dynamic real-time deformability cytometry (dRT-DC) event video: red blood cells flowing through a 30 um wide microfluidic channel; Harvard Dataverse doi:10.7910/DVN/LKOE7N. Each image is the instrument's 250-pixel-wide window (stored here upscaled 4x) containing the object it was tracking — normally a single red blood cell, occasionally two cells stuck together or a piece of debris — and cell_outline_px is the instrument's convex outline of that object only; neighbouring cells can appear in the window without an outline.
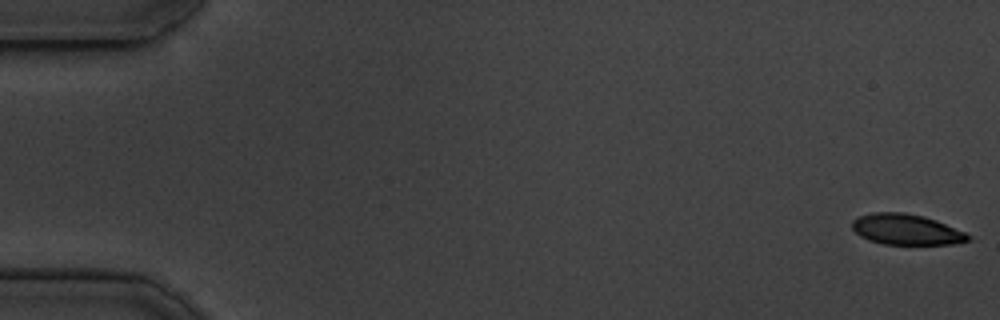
{"species": "common noctule bat (a hibernating species)", "species_latin": "Nyctalus noctula", "temperature_condition": "cold", "stored_images_in_passage": 54, "camera_frame_rate_fps": 3000, "um_per_image_px": 0.085, "animal": {"sex": "male", "body_mass_g": 19.5, "forearm_length_mm": 54.6}, "frame": {"image": 1, "passage_image": 1, "time_ms": 0.0, "image_size_px": [1000, 320], "cell_outline_px": [[972, 236], [968, 240], [952, 244], [884, 244], [868, 240], [860, 236], [852, 228], [852, 220], [860, 216], [872, 212], [904, 212], [924, 216], [936, 220], [964, 232]], "centroid_in_image_um": [77.01, 19.5], "position_along_channel_um": 8.0, "area_um2": 20.63}}
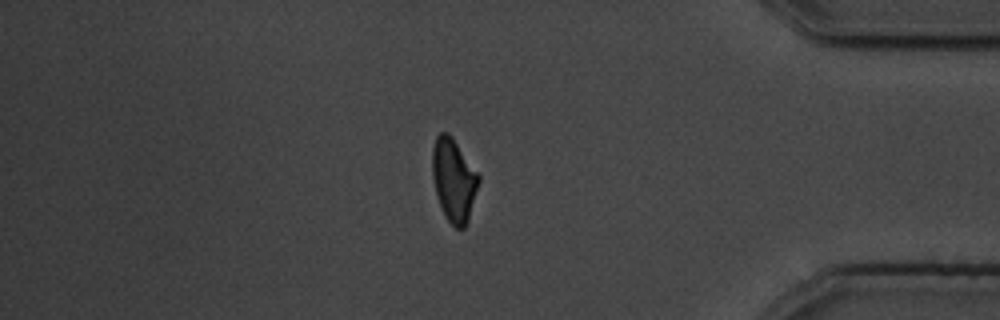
{"frame": {"image": 2, "passage_image": 46, "time_ms": 15.0, "image_size_px": [1000, 320], "cell_outline_px": [[480, 180], [468, 220], [464, 228], [456, 228], [444, 216], [436, 192], [432, 176], [432, 148], [436, 136], [440, 132], [448, 132], [452, 136], [480, 176]], "centroid_in_image_um": [38.56, 15.27], "position_along_channel_um": 396.6, "area_um2": 22.31}}
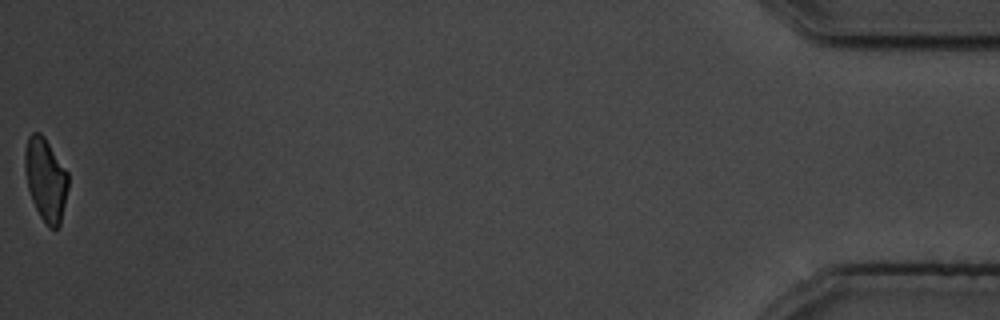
{"frame": {"image": 3, "passage_image": 54, "time_ms": 17.667, "image_size_px": [1000, 320], "cell_outline_px": [[68, 188], [60, 224], [56, 228], [48, 228], [40, 216], [32, 200], [28, 188], [24, 168], [24, 152], [28, 136], [32, 132], [40, 132], [44, 136], [68, 172]], "centroid_in_image_um": [3.87, 15.23], "position_along_channel_um": 431.3, "area_um2": 20.98}, "authors_computed_cell_mechanics": {"area_um2": 22.7154, "velocity_mm_per_s": 3.7536, "shape_relaxation_time_tau1_ms": 3.1382, "shape_relaxation_time_tau2_ms": 2.0915, "deformation_change_tau1": 0.1344, "deformation_change_tau2": 0.0762}}